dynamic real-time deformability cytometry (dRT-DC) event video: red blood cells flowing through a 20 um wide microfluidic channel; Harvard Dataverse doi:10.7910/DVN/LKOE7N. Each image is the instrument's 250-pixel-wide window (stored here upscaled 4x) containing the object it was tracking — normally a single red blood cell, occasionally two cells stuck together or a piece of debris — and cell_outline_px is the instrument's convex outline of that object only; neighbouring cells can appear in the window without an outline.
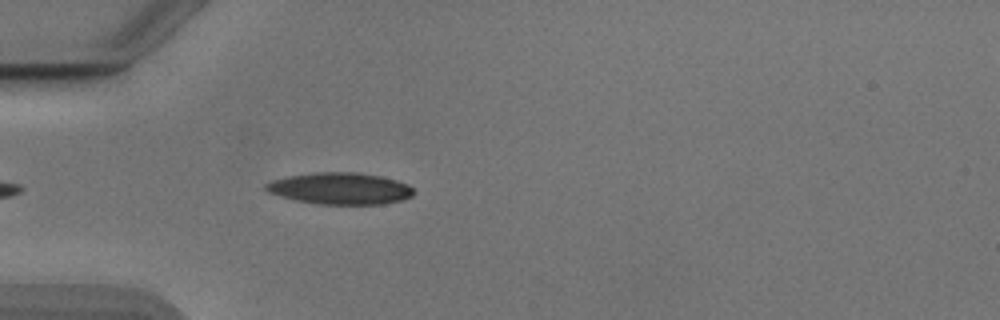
{"species": "Egyptian fruit bat (a non-hibernating species)", "species_latin": "Rousettus aegyptiacus", "temperature_condition": "cold", "stored_images_in_passage": 27, "camera_frame_rate_fps": 3000, "um_per_image_px": 0.085, "animal": {"sex": "male"}, "frame": {"image": 1, "passage_image": 4, "time_ms": 1.0, "image_size_px": [1000, 320], "cell_outline_px": [[412, 196], [400, 200], [384, 204], [316, 204], [296, 200], [280, 196], [268, 192], [264, 188], [264, 184], [272, 180], [288, 176], [312, 172], [356, 172], [380, 176], [396, 180], [408, 184], [412, 188]], "centroid_in_image_um": [28.87, 16.01], "position_along_channel_um": 56.1, "area_um2": 27.28}}
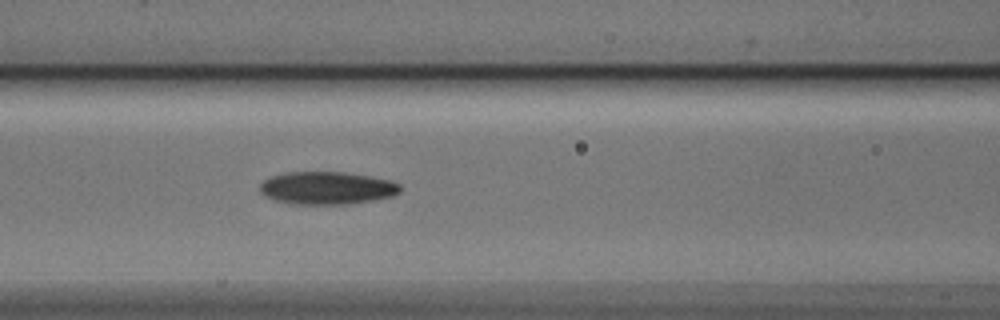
{"frame": {"image": 2, "passage_image": 11, "time_ms": 3.333, "image_size_px": [1000, 320], "cell_outline_px": [[400, 192], [392, 196], [376, 200], [348, 204], [292, 204], [276, 200], [264, 196], [260, 192], [260, 184], [264, 180], [272, 176], [288, 172], [344, 172], [368, 176], [388, 180], [400, 184]], "centroid_in_image_um": [27.78, 15.99], "position_along_channel_um": 138.8, "area_um2": 26.7}}
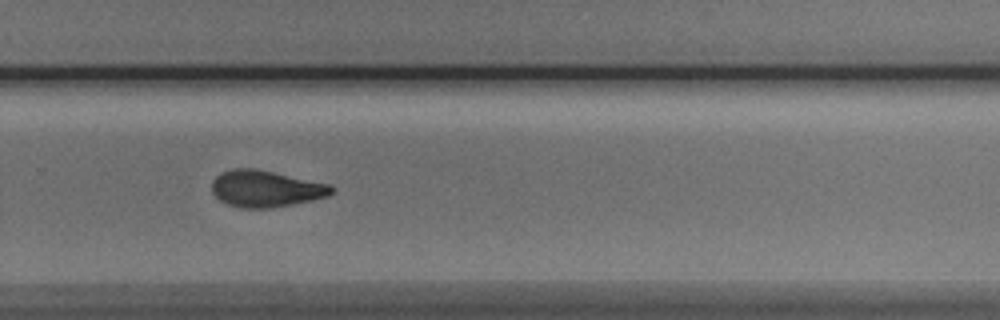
{"frame": {"image": 3, "passage_image": 24, "time_ms": 7.667, "image_size_px": [1000, 320], "cell_outline_px": [[336, 192], [328, 196], [312, 200], [292, 204], [268, 208], [240, 208], [228, 204], [220, 200], [212, 192], [212, 180], [220, 172], [232, 168], [256, 168], [332, 184], [336, 188]], "centroid_in_image_um": [22.62, 16.02], "position_along_channel_um": 307.2, "area_um2": 25.89}}